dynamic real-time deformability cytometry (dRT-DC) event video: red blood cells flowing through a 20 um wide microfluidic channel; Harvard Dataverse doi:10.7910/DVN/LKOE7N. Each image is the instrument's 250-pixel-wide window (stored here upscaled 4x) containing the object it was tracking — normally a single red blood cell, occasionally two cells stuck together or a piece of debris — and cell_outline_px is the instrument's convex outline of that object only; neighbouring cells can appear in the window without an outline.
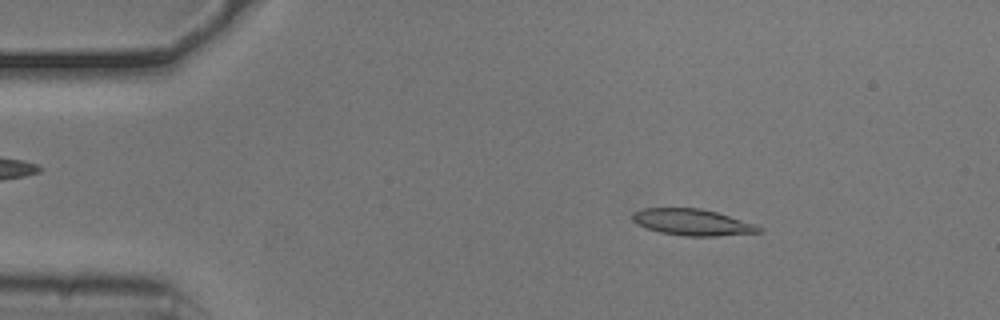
{"species": "common noctule bat (a hibernating species)", "species_latin": "Nyctalus noctula", "temperature_condition": "cold", "stored_images_in_passage": 53, "camera_frame_rate_fps": 3000, "um_per_image_px": 0.085, "animal": {"sex": "male", "body_mass_g": 20.5, "forearm_length_mm": 52.5}, "frame": {"image": 1, "passage_image": 8, "time_ms": 2.333, "image_size_px": [1000, 320], "cell_outline_px": [[764, 232], [716, 236], [684, 236], [660, 232], [636, 224], [632, 220], [632, 212], [644, 208], [700, 208], [716, 212], [756, 224], [764, 228]], "centroid_in_image_um": [58.88, 18.89], "position_along_channel_um": 26.1, "area_um2": 19.54}}
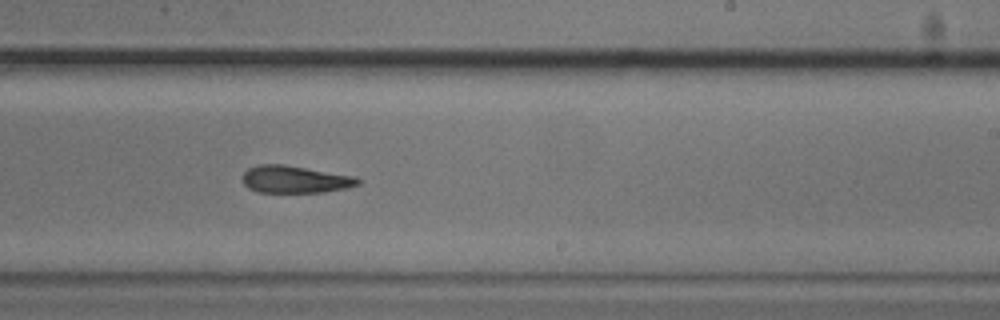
{"frame": {"image": 2, "passage_image": 32, "time_ms": 10.333, "image_size_px": [1000, 320], "cell_outline_px": [[360, 184], [348, 188], [324, 192], [256, 192], [248, 188], [244, 184], [244, 172], [248, 168], [260, 164], [284, 164], [352, 176], [360, 180]], "centroid_in_image_um": [25.06, 15.25], "position_along_channel_um": 263.9, "area_um2": 18.21}}
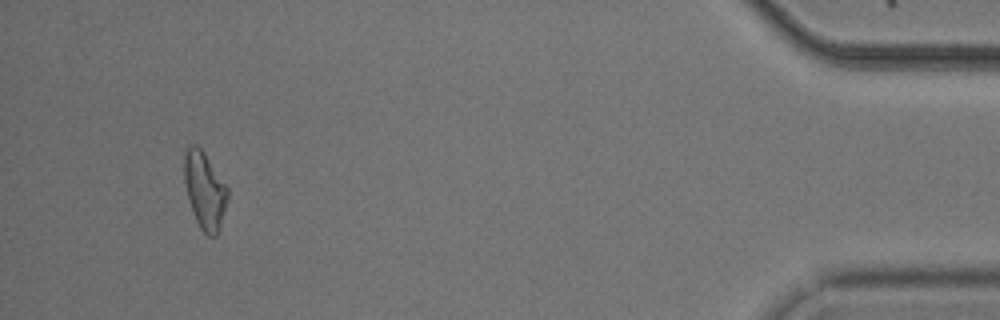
{"frame": {"image": 3, "passage_image": 50, "time_ms": 16.333, "image_size_px": [1000, 320], "cell_outline_px": [[228, 196], [220, 228], [216, 236], [208, 236], [200, 228], [196, 220], [188, 200], [184, 180], [184, 152], [192, 144], [196, 144], [204, 152], [228, 188]], "centroid_in_image_um": [17.39, 16.18], "position_along_channel_um": 417.8, "area_um2": 19.36}, "authors_computed_cell_mechanics": {"area_um2": 19.1896, "velocity_mm_per_s": 3.7565, "shape_relaxation_time_tau1_ms": 5.4273, "shape_relaxation_time_tau2_ms": null, "deformation_change_tau1": 0.155, "deformation_change_tau2": null}}